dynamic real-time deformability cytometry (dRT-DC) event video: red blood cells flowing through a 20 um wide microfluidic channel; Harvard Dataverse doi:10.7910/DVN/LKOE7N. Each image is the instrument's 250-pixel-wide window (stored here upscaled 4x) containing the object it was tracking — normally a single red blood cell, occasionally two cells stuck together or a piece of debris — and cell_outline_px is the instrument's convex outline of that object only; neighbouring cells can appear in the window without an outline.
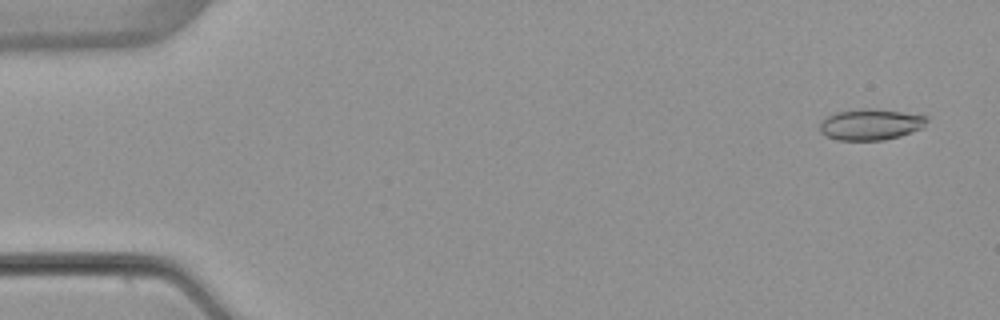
{"species": "common noctule bat (a hibernating species)", "species_latin": "Nyctalus noctula", "temperature_condition": "warm", "stored_images_in_passage": 5, "camera_frame_rate_fps": 3000, "um_per_image_px": 0.085, "animal": {"sex": "female", "body_mass_g": 22.7, "forearm_length_mm": 54.2}, "frame": {"image": 1, "passage_image": 1, "time_ms": 0.0, "image_size_px": [1000, 320], "cell_outline_px": [[928, 120], [920, 128], [912, 132], [900, 136], [884, 140], [836, 140], [820, 132], [820, 120], [836, 112], [860, 108], [876, 108], [928, 116]], "centroid_in_image_um": [73.98, 10.57], "position_along_channel_um": 11.0, "area_um2": 19.48}}
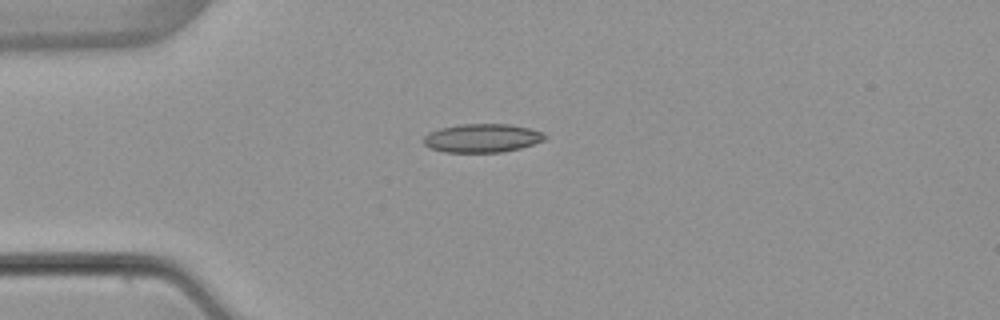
{"frame": {"image": 2, "passage_image": 4, "time_ms": 3.667, "image_size_px": [1000, 320], "cell_outline_px": [[548, 136], [544, 140], [520, 148], [504, 152], [444, 152], [428, 148], [424, 144], [424, 136], [428, 132], [440, 128], [460, 124], [508, 124], [528, 128], [544, 132]], "centroid_in_image_um": [40.97, 11.74], "position_along_channel_um": 44.0, "area_um2": 20.29}}
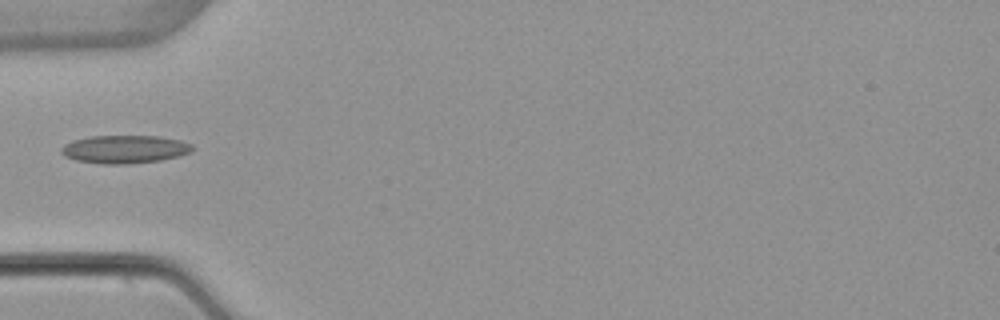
{"frame": {"image": 3, "passage_image": 5, "time_ms": 5.0, "image_size_px": [1000, 320], "cell_outline_px": [[192, 152], [160, 160], [128, 164], [100, 164], [76, 160], [64, 156], [60, 152], [60, 148], [64, 144], [72, 140], [92, 136], [156, 136], [180, 140], [192, 144]], "centroid_in_image_um": [10.55, 12.69], "position_along_channel_um": 74.5, "area_um2": 21.44}}